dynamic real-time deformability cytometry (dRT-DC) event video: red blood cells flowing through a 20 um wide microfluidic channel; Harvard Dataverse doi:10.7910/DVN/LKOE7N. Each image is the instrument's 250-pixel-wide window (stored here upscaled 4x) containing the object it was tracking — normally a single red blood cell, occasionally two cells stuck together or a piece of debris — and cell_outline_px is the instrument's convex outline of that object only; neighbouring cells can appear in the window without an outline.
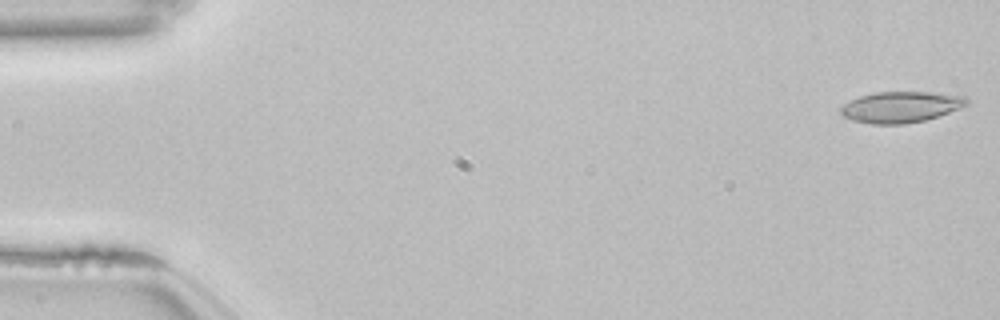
{"species": "common noctule bat (a hibernating species)", "species_latin": "Nyctalus noctula", "temperature_condition": "room temperature", "stored_images_in_passage": 53, "camera_frame_rate_fps": 3000, "um_per_image_px": 0.085, "animal": {"sex": "female", "body_mass_g": 22.7, "forearm_length_mm": 54.2}, "frame": {"image": 1, "passage_image": 1, "time_ms": 0.0, "image_size_px": [1000, 320], "cell_outline_px": [[968, 104], [960, 108], [924, 120], [904, 124], [872, 124], [852, 120], [844, 116], [840, 112], [840, 108], [844, 104], [860, 96], [876, 92], [932, 92], [964, 96], [968, 100]], "centroid_in_image_um": [76.56, 9.09], "position_along_channel_um": 8.4, "area_um2": 22.54}}
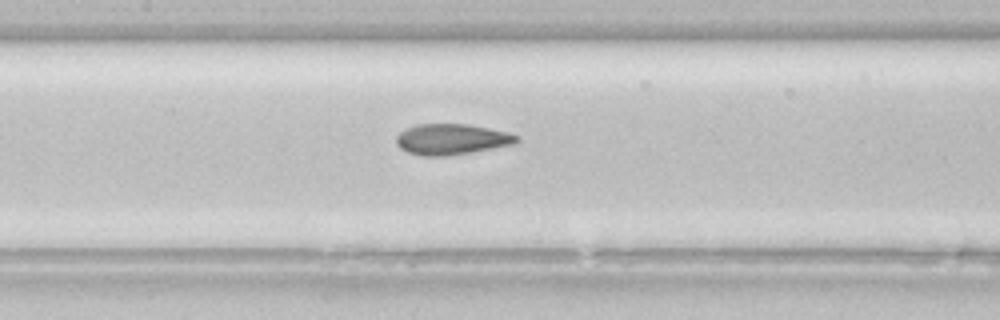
{"frame": {"image": 2, "passage_image": 25, "time_ms": 8.0, "image_size_px": [1000, 320], "cell_outline_px": [[520, 140], [516, 144], [472, 152], [444, 156], [420, 156], [408, 152], [400, 148], [396, 144], [396, 136], [400, 132], [416, 124], [468, 124], [508, 132], [520, 136]], "centroid_in_image_um": [38.41, 11.84], "position_along_channel_um": 169.0, "area_um2": 21.73}}
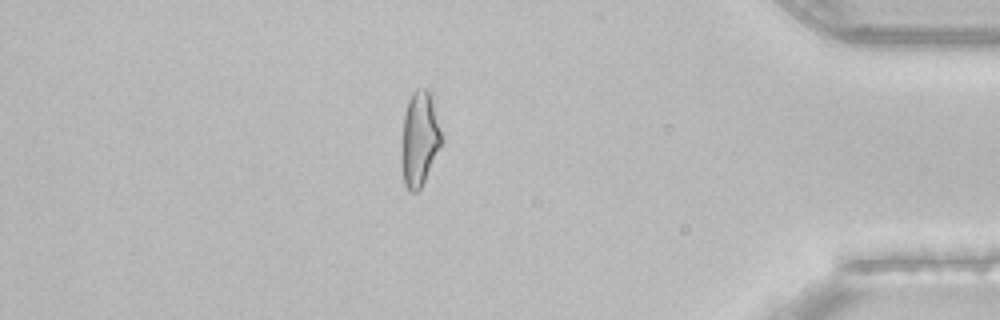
{"frame": {"image": 3, "passage_image": 46, "time_ms": 15.0, "image_size_px": [1000, 320], "cell_outline_px": [[444, 140], [420, 188], [416, 192], [408, 192], [404, 184], [400, 160], [400, 152], [404, 112], [408, 100], [412, 92], [416, 88], [428, 88], [432, 92]], "centroid_in_image_um": [35.66, 11.75], "position_along_channel_um": 399.5, "area_um2": 22.89}, "authors_computed_cell_mechanics": {"area_um2": 21.9062, "velocity_mm_per_s": 3.8482, "shape_relaxation_time_tau1_ms": 8.7905, "shape_relaxation_time_tau2_ms": 2.2054, "deformation_change_tau1": 0.216, "deformation_change_tau2": 0.0861}}